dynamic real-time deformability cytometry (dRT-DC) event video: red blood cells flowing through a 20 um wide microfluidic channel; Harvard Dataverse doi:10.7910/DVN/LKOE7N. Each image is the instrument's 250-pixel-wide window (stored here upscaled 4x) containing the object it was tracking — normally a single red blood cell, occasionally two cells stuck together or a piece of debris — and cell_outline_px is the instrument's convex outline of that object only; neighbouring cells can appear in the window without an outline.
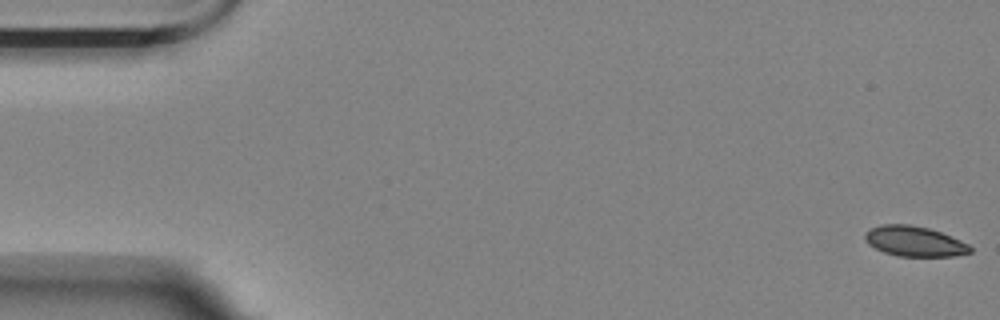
{"species": "Egyptian fruit bat (a non-hibernating species)", "species_latin": "Rousettus aegyptiacus", "temperature_condition": "room temperature", "stored_images_in_passage": 58, "segment_of_instrument_passage": [1, 2], "camera_frame_rate_fps": 3000, "um_per_image_px": 0.085, "animal": {"sex": "female"}, "frame": {"image": 1, "passage_image": 1, "time_ms": 0.0, "image_size_px": [1000, 320], "cell_outline_px": [[972, 252], [956, 256], [900, 256], [884, 252], [868, 244], [864, 236], [864, 232], [872, 228], [884, 224], [908, 224], [928, 228], [940, 232], [960, 240], [968, 244], [972, 248]], "centroid_in_image_um": [77.73, 20.51], "position_along_channel_um": 7.3, "area_um2": 18.38}}
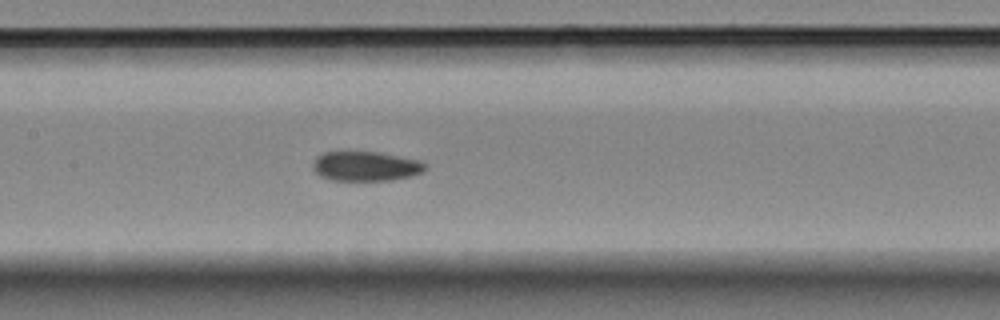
{"frame": {"image": 2, "passage_image": 27, "time_ms": 8.667, "image_size_px": [1000, 320], "cell_outline_px": [[428, 168], [424, 172], [412, 176], [392, 180], [328, 180], [320, 176], [312, 168], [312, 164], [316, 156], [324, 152], [380, 152], [420, 160]], "centroid_in_image_um": [31.09, 14.13], "position_along_channel_um": 176.3, "area_um2": 19.59}}
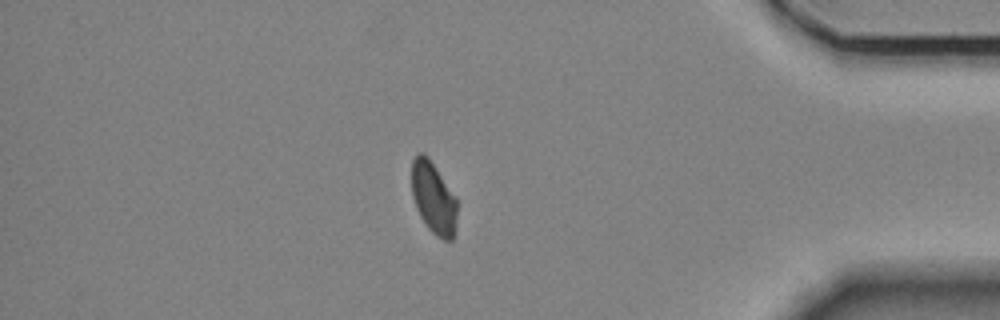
{"frame": {"image": 3, "passage_image": 49, "time_ms": 16.0, "image_size_px": [1000, 320], "cell_outline_px": [[456, 232], [452, 240], [444, 240], [436, 236], [428, 228], [420, 216], [416, 208], [412, 196], [412, 160], [420, 152], [424, 152], [428, 156], [456, 196]], "centroid_in_image_um": [36.85, 16.83], "position_along_channel_um": 398.3, "area_um2": 19.19}}